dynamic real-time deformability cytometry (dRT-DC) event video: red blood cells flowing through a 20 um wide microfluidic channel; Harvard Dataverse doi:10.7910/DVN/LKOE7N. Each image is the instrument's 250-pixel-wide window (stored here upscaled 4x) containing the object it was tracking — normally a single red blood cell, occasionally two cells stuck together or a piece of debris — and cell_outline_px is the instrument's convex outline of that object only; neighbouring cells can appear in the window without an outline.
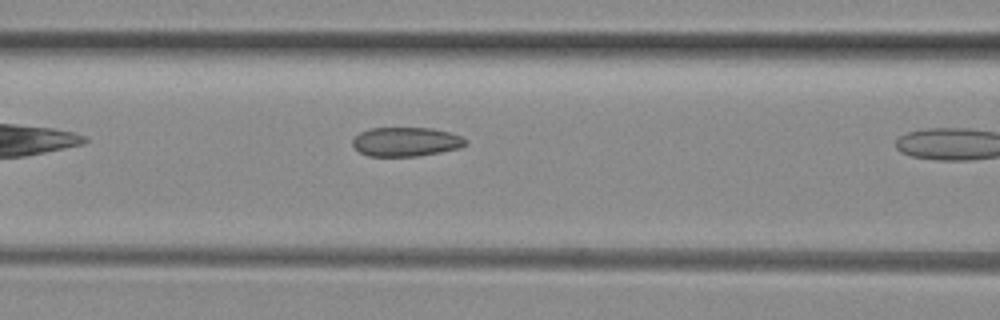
{"species": "common noctule bat (a hibernating species)", "species_latin": "Nyctalus noctula", "temperature_condition": "room temperature", "stored_images_in_passage": 6, "camera_frame_rate_fps": 3000, "um_per_image_px": 0.085, "animal": {"sex": "female", "body_mass_g": 29.2, "forearm_length_mm": 56.3}, "frame": {"image": 1, "passage_image": 5, "time_ms": 1.333, "image_size_px": [1000, 320], "cell_outline_px": [[468, 144], [460, 148], [440, 152], [416, 156], [368, 156], [360, 152], [352, 144], [352, 140], [360, 132], [372, 128], [432, 128], [448, 132], [460, 136], [468, 140]], "centroid_in_image_um": [34.53, 12.05], "position_along_channel_um": 132.1, "area_um2": 19.13}}